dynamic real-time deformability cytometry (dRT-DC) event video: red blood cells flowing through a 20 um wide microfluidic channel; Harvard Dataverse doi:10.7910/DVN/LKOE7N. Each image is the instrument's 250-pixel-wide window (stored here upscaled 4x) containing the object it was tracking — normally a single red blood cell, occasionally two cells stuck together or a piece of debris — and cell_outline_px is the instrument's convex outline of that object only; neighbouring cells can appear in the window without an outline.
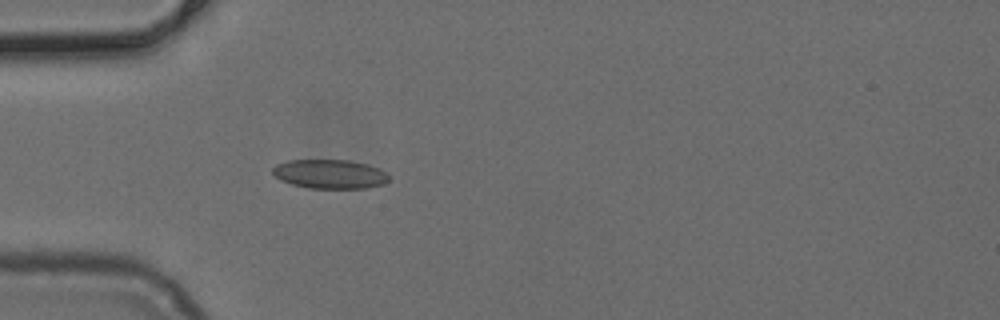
{"species": "common noctule bat (a hibernating species)", "species_latin": "Nyctalus noctula", "temperature_condition": "cold", "stored_images_in_passage": 41, "camera_frame_rate_fps": 3000, "um_per_image_px": 0.085, "animal": {"sex": "female", "body_mass_g": 24.6, "forearm_length_mm": 56.2}, "frame": {"image": 1, "passage_image": 5, "time_ms": 1.333, "image_size_px": [1000, 320], "cell_outline_px": [[388, 180], [384, 184], [364, 188], [308, 188], [292, 184], [280, 180], [272, 172], [272, 168], [276, 164], [288, 160], [348, 160], [368, 164], [380, 168], [388, 172]], "centroid_in_image_um": [28.05, 14.79], "position_along_channel_um": 57.0, "area_um2": 19.83}}
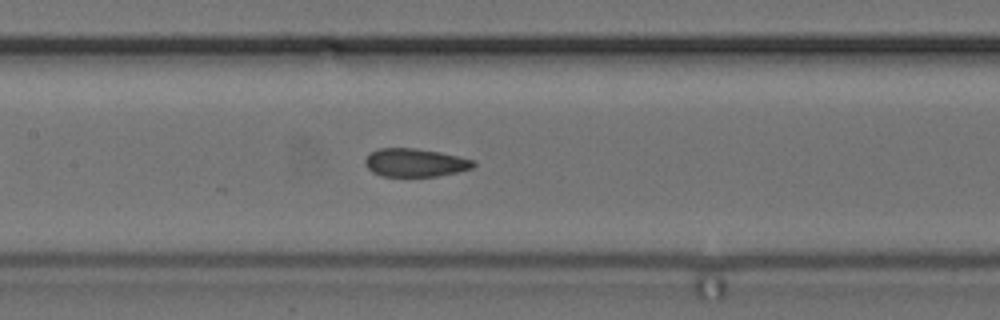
{"frame": {"image": 2, "passage_image": 14, "time_ms": 4.333, "image_size_px": [1000, 320], "cell_outline_px": [[476, 164], [472, 168], [456, 172], [436, 176], [380, 176], [372, 172], [364, 164], [364, 160], [372, 152], [380, 148], [416, 148], [440, 152], [476, 160]], "centroid_in_image_um": [35.29, 13.82], "position_along_channel_um": 172.1, "area_um2": 17.8}}
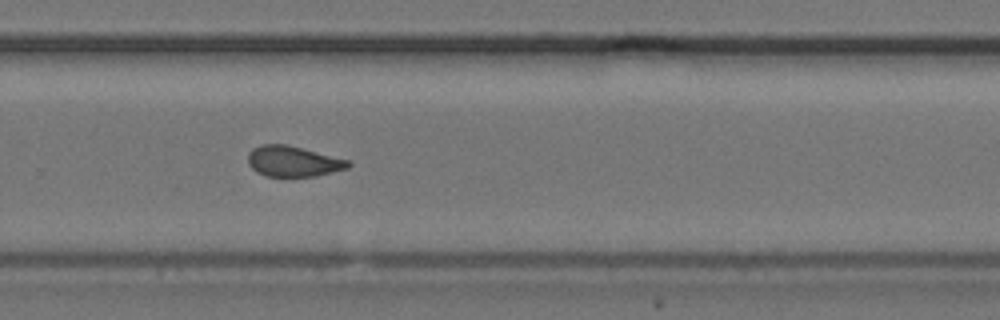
{"frame": {"image": 3, "passage_image": 24, "time_ms": 7.667, "image_size_px": [1000, 320], "cell_outline_px": [[352, 164], [348, 168], [316, 176], [268, 176], [256, 172], [248, 164], [248, 152], [252, 148], [264, 144], [288, 144], [348, 160]], "centroid_in_image_um": [24.9, 13.7], "position_along_channel_um": 304.9, "area_um2": 17.86}}